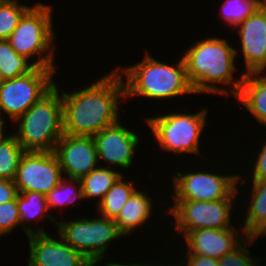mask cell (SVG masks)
<instances>
[{"label":"cell","mask_w":266,"mask_h":266,"mask_svg":"<svg viewBox=\"0 0 266 266\" xmlns=\"http://www.w3.org/2000/svg\"><path fill=\"white\" fill-rule=\"evenodd\" d=\"M123 77L118 67L78 92L62 91L64 133L93 137L116 124L119 98L125 100Z\"/></svg>","instance_id":"cell-1"},{"label":"cell","mask_w":266,"mask_h":266,"mask_svg":"<svg viewBox=\"0 0 266 266\" xmlns=\"http://www.w3.org/2000/svg\"><path fill=\"white\" fill-rule=\"evenodd\" d=\"M237 51L225 39L216 37L201 40L192 45L182 57L187 78L194 93H220L226 96L231 93L237 97L244 76L243 73L239 80L233 79ZM217 83L226 87L228 85L229 89L225 90L213 85ZM232 84L233 87H230Z\"/></svg>","instance_id":"cell-2"},{"label":"cell","mask_w":266,"mask_h":266,"mask_svg":"<svg viewBox=\"0 0 266 266\" xmlns=\"http://www.w3.org/2000/svg\"><path fill=\"white\" fill-rule=\"evenodd\" d=\"M174 67L159 62L148 53L136 65L124 67L122 75L124 73L126 76L125 98L142 96L149 99H166L194 93L187 78L183 57Z\"/></svg>","instance_id":"cell-3"},{"label":"cell","mask_w":266,"mask_h":266,"mask_svg":"<svg viewBox=\"0 0 266 266\" xmlns=\"http://www.w3.org/2000/svg\"><path fill=\"white\" fill-rule=\"evenodd\" d=\"M59 92L55 85L14 121L19 126L13 135L25 151L53 152L63 136V103Z\"/></svg>","instance_id":"cell-4"},{"label":"cell","mask_w":266,"mask_h":266,"mask_svg":"<svg viewBox=\"0 0 266 266\" xmlns=\"http://www.w3.org/2000/svg\"><path fill=\"white\" fill-rule=\"evenodd\" d=\"M51 13L50 5L37 2L23 15L8 39L11 47L26 59L39 55L33 63L35 67L57 68L53 62L55 48Z\"/></svg>","instance_id":"cell-5"},{"label":"cell","mask_w":266,"mask_h":266,"mask_svg":"<svg viewBox=\"0 0 266 266\" xmlns=\"http://www.w3.org/2000/svg\"><path fill=\"white\" fill-rule=\"evenodd\" d=\"M206 113V109H201L196 114L170 113L145 120L164 151L200 155L199 141L206 126Z\"/></svg>","instance_id":"cell-6"},{"label":"cell","mask_w":266,"mask_h":266,"mask_svg":"<svg viewBox=\"0 0 266 266\" xmlns=\"http://www.w3.org/2000/svg\"><path fill=\"white\" fill-rule=\"evenodd\" d=\"M58 226L62 239L89 261H101L111 241L123 236L114 219L100 216L97 219L80 218L76 221H60L46 214Z\"/></svg>","instance_id":"cell-7"},{"label":"cell","mask_w":266,"mask_h":266,"mask_svg":"<svg viewBox=\"0 0 266 266\" xmlns=\"http://www.w3.org/2000/svg\"><path fill=\"white\" fill-rule=\"evenodd\" d=\"M54 72L55 69L34 67L27 74L4 80L0 84V120L3 111L15 121L46 95L57 84L52 80Z\"/></svg>","instance_id":"cell-8"},{"label":"cell","mask_w":266,"mask_h":266,"mask_svg":"<svg viewBox=\"0 0 266 266\" xmlns=\"http://www.w3.org/2000/svg\"><path fill=\"white\" fill-rule=\"evenodd\" d=\"M173 177L174 200L216 201L235 199L240 175H219L217 173L177 172Z\"/></svg>","instance_id":"cell-9"},{"label":"cell","mask_w":266,"mask_h":266,"mask_svg":"<svg viewBox=\"0 0 266 266\" xmlns=\"http://www.w3.org/2000/svg\"><path fill=\"white\" fill-rule=\"evenodd\" d=\"M233 200L195 201L174 200L168 211L175 218L176 228L184 232L185 237L190 231L198 229L231 228V209Z\"/></svg>","instance_id":"cell-10"},{"label":"cell","mask_w":266,"mask_h":266,"mask_svg":"<svg viewBox=\"0 0 266 266\" xmlns=\"http://www.w3.org/2000/svg\"><path fill=\"white\" fill-rule=\"evenodd\" d=\"M62 176V169L53 152L25 151L14 183L18 193L32 191L46 196L60 184Z\"/></svg>","instance_id":"cell-11"},{"label":"cell","mask_w":266,"mask_h":266,"mask_svg":"<svg viewBox=\"0 0 266 266\" xmlns=\"http://www.w3.org/2000/svg\"><path fill=\"white\" fill-rule=\"evenodd\" d=\"M53 153L57 156L62 172L68 179H78L97 167L98 155L91 136L63 134Z\"/></svg>","instance_id":"cell-12"},{"label":"cell","mask_w":266,"mask_h":266,"mask_svg":"<svg viewBox=\"0 0 266 266\" xmlns=\"http://www.w3.org/2000/svg\"><path fill=\"white\" fill-rule=\"evenodd\" d=\"M121 122L102 129L93 136L98 160L102 159L116 167L128 168L132 166L133 157L139 142L132 130L121 126Z\"/></svg>","instance_id":"cell-13"},{"label":"cell","mask_w":266,"mask_h":266,"mask_svg":"<svg viewBox=\"0 0 266 266\" xmlns=\"http://www.w3.org/2000/svg\"><path fill=\"white\" fill-rule=\"evenodd\" d=\"M60 238V241L55 240L47 233L29 235L30 257L27 265L85 266L89 260Z\"/></svg>","instance_id":"cell-14"},{"label":"cell","mask_w":266,"mask_h":266,"mask_svg":"<svg viewBox=\"0 0 266 266\" xmlns=\"http://www.w3.org/2000/svg\"><path fill=\"white\" fill-rule=\"evenodd\" d=\"M240 35L246 72H265L266 69V5L236 26Z\"/></svg>","instance_id":"cell-15"},{"label":"cell","mask_w":266,"mask_h":266,"mask_svg":"<svg viewBox=\"0 0 266 266\" xmlns=\"http://www.w3.org/2000/svg\"><path fill=\"white\" fill-rule=\"evenodd\" d=\"M236 230L232 226L226 229L206 228L190 231L184 237L188 246L187 254L219 259L232 252L243 242L244 238L248 237L246 234L240 236V232H235Z\"/></svg>","instance_id":"cell-16"},{"label":"cell","mask_w":266,"mask_h":266,"mask_svg":"<svg viewBox=\"0 0 266 266\" xmlns=\"http://www.w3.org/2000/svg\"><path fill=\"white\" fill-rule=\"evenodd\" d=\"M261 73L263 72L244 74L240 92L235 98L257 121L266 125V71L263 76Z\"/></svg>","instance_id":"cell-17"},{"label":"cell","mask_w":266,"mask_h":266,"mask_svg":"<svg viewBox=\"0 0 266 266\" xmlns=\"http://www.w3.org/2000/svg\"><path fill=\"white\" fill-rule=\"evenodd\" d=\"M145 192L136 190L126 201L120 213L114 219L119 232L123 236L130 235L131 231L148 221L152 211V200Z\"/></svg>","instance_id":"cell-18"},{"label":"cell","mask_w":266,"mask_h":266,"mask_svg":"<svg viewBox=\"0 0 266 266\" xmlns=\"http://www.w3.org/2000/svg\"><path fill=\"white\" fill-rule=\"evenodd\" d=\"M250 202L242 233L252 237L266 222V179L252 180Z\"/></svg>","instance_id":"cell-19"},{"label":"cell","mask_w":266,"mask_h":266,"mask_svg":"<svg viewBox=\"0 0 266 266\" xmlns=\"http://www.w3.org/2000/svg\"><path fill=\"white\" fill-rule=\"evenodd\" d=\"M17 205L20 224L27 236L35 233H46V231H43L42 229L37 228V230H35L32 226L28 227L29 219H41V217L43 218V215L49 210L45 195L32 191L20 192L17 194ZM24 223L28 225L25 226Z\"/></svg>","instance_id":"cell-20"},{"label":"cell","mask_w":266,"mask_h":266,"mask_svg":"<svg viewBox=\"0 0 266 266\" xmlns=\"http://www.w3.org/2000/svg\"><path fill=\"white\" fill-rule=\"evenodd\" d=\"M123 176L109 167L97 166L89 174L80 179L84 198H99L98 204L103 200L107 191Z\"/></svg>","instance_id":"cell-21"},{"label":"cell","mask_w":266,"mask_h":266,"mask_svg":"<svg viewBox=\"0 0 266 266\" xmlns=\"http://www.w3.org/2000/svg\"><path fill=\"white\" fill-rule=\"evenodd\" d=\"M122 179L123 176L107 191L103 200L98 204L97 210L100 216L115 219L126 201L137 190L132 186L135 181L125 182Z\"/></svg>","instance_id":"cell-22"},{"label":"cell","mask_w":266,"mask_h":266,"mask_svg":"<svg viewBox=\"0 0 266 266\" xmlns=\"http://www.w3.org/2000/svg\"><path fill=\"white\" fill-rule=\"evenodd\" d=\"M28 61L11 47L8 40H0V73L3 80L13 79L30 72L35 66Z\"/></svg>","instance_id":"cell-23"},{"label":"cell","mask_w":266,"mask_h":266,"mask_svg":"<svg viewBox=\"0 0 266 266\" xmlns=\"http://www.w3.org/2000/svg\"><path fill=\"white\" fill-rule=\"evenodd\" d=\"M25 150L11 134L0 143V179L14 180L19 162Z\"/></svg>","instance_id":"cell-24"},{"label":"cell","mask_w":266,"mask_h":266,"mask_svg":"<svg viewBox=\"0 0 266 266\" xmlns=\"http://www.w3.org/2000/svg\"><path fill=\"white\" fill-rule=\"evenodd\" d=\"M263 4V0H225L221 5L220 15L231 25L229 27H236L253 15Z\"/></svg>","instance_id":"cell-25"},{"label":"cell","mask_w":266,"mask_h":266,"mask_svg":"<svg viewBox=\"0 0 266 266\" xmlns=\"http://www.w3.org/2000/svg\"><path fill=\"white\" fill-rule=\"evenodd\" d=\"M32 6L16 0H0V40H8L20 19Z\"/></svg>","instance_id":"cell-26"},{"label":"cell","mask_w":266,"mask_h":266,"mask_svg":"<svg viewBox=\"0 0 266 266\" xmlns=\"http://www.w3.org/2000/svg\"><path fill=\"white\" fill-rule=\"evenodd\" d=\"M67 182L66 180L64 181L63 178L60 184L46 195L49 209L51 207L56 208L58 206L71 204L76 201L77 198L84 199L80 180L69 179Z\"/></svg>","instance_id":"cell-27"},{"label":"cell","mask_w":266,"mask_h":266,"mask_svg":"<svg viewBox=\"0 0 266 266\" xmlns=\"http://www.w3.org/2000/svg\"><path fill=\"white\" fill-rule=\"evenodd\" d=\"M237 248L232 252L227 253L223 257L218 259L219 266H259L261 261H256V257L253 258L248 252L246 244L250 245L254 242L252 237H246ZM257 262V264L255 263Z\"/></svg>","instance_id":"cell-28"},{"label":"cell","mask_w":266,"mask_h":266,"mask_svg":"<svg viewBox=\"0 0 266 266\" xmlns=\"http://www.w3.org/2000/svg\"><path fill=\"white\" fill-rule=\"evenodd\" d=\"M18 225L21 226L16 196L14 200L0 204V236L10 233Z\"/></svg>","instance_id":"cell-29"},{"label":"cell","mask_w":266,"mask_h":266,"mask_svg":"<svg viewBox=\"0 0 266 266\" xmlns=\"http://www.w3.org/2000/svg\"><path fill=\"white\" fill-rule=\"evenodd\" d=\"M258 157L255 161V165L252 167V180H265L266 179V141L262 146Z\"/></svg>","instance_id":"cell-30"},{"label":"cell","mask_w":266,"mask_h":266,"mask_svg":"<svg viewBox=\"0 0 266 266\" xmlns=\"http://www.w3.org/2000/svg\"><path fill=\"white\" fill-rule=\"evenodd\" d=\"M17 194L14 180L0 179V204L14 200Z\"/></svg>","instance_id":"cell-31"},{"label":"cell","mask_w":266,"mask_h":266,"mask_svg":"<svg viewBox=\"0 0 266 266\" xmlns=\"http://www.w3.org/2000/svg\"><path fill=\"white\" fill-rule=\"evenodd\" d=\"M187 266H219L217 258L203 255L187 254Z\"/></svg>","instance_id":"cell-32"},{"label":"cell","mask_w":266,"mask_h":266,"mask_svg":"<svg viewBox=\"0 0 266 266\" xmlns=\"http://www.w3.org/2000/svg\"><path fill=\"white\" fill-rule=\"evenodd\" d=\"M266 236V222L265 224L252 236L253 240L255 241L258 236Z\"/></svg>","instance_id":"cell-33"},{"label":"cell","mask_w":266,"mask_h":266,"mask_svg":"<svg viewBox=\"0 0 266 266\" xmlns=\"http://www.w3.org/2000/svg\"><path fill=\"white\" fill-rule=\"evenodd\" d=\"M100 261H88L85 266H95V264H97ZM105 266H118V263H114V262H109L106 263Z\"/></svg>","instance_id":"cell-34"},{"label":"cell","mask_w":266,"mask_h":266,"mask_svg":"<svg viewBox=\"0 0 266 266\" xmlns=\"http://www.w3.org/2000/svg\"><path fill=\"white\" fill-rule=\"evenodd\" d=\"M4 124H5V121L4 120H0V143L5 138L4 134H6V132L4 131Z\"/></svg>","instance_id":"cell-35"},{"label":"cell","mask_w":266,"mask_h":266,"mask_svg":"<svg viewBox=\"0 0 266 266\" xmlns=\"http://www.w3.org/2000/svg\"><path fill=\"white\" fill-rule=\"evenodd\" d=\"M118 266H154V265H149V264H147V263H134V264H132V263H130V264H120V263H118ZM161 266H163V265H161ZM166 266V265H165ZM169 266H171V265H169ZM172 266H177V265H172Z\"/></svg>","instance_id":"cell-36"},{"label":"cell","mask_w":266,"mask_h":266,"mask_svg":"<svg viewBox=\"0 0 266 266\" xmlns=\"http://www.w3.org/2000/svg\"><path fill=\"white\" fill-rule=\"evenodd\" d=\"M3 81H4V80H3L2 76H1V73H0V84H1Z\"/></svg>","instance_id":"cell-37"}]
</instances>
